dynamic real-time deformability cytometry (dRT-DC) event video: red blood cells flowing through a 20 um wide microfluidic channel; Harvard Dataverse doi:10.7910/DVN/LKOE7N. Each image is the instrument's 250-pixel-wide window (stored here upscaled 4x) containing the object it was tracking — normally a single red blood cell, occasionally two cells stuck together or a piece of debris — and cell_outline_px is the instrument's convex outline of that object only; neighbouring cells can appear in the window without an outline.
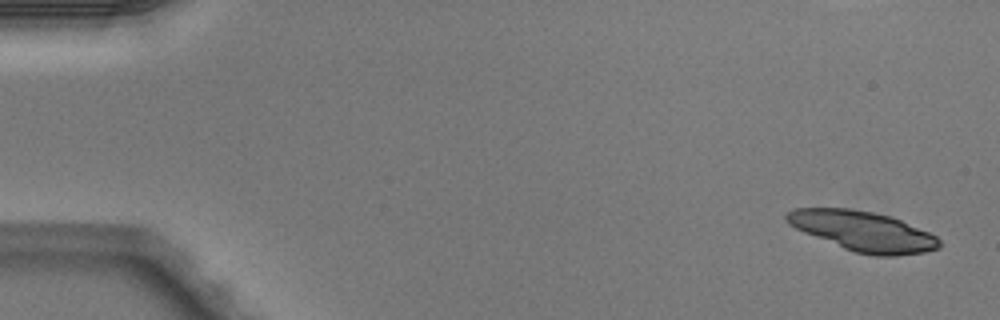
{"species": "Egyptian fruit bat (a non-hibernating species)", "species_latin": "Rousettus aegyptiacus", "temperature_condition": "warm", "stored_images_in_passage": 5, "camera_frame_rate_fps": 3000, "um_per_image_px": 0.085, "animal": {"sex": "male"}, "frame": {"image": 1, "passage_image": 1, "time_ms": 0.0, "image_size_px": [1000, 320], "cell_outline_px": [[940, 248], [924, 252], [896, 256], [872, 256], [852, 252], [804, 232], [788, 224], [784, 216], [792, 208], [848, 208], [872, 212], [888, 216], [900, 220], [928, 232], [936, 236], [940, 240]], "centroid_in_image_um": [73.33, 19.66], "position_along_channel_um": 11.7, "area_um2": 35.43}}